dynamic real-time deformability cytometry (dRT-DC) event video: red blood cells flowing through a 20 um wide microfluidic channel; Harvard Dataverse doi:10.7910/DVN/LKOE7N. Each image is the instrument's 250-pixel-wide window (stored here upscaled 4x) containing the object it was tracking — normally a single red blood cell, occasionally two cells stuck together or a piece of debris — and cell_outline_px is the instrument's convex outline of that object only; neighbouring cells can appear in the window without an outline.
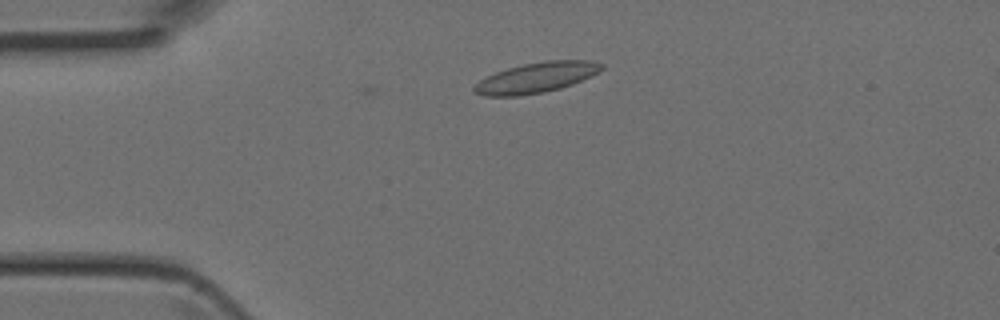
{"species": "Egyptian fruit bat (a non-hibernating species)", "species_latin": "Rousettus aegyptiacus", "temperature_condition": "room temperature", "stored_images_in_passage": 3, "camera_frame_rate_fps": 3000, "um_per_image_px": 0.085, "animal": {"sex": "female"}, "frame": {"image": 1, "passage_image": 2, "time_ms": 0.333, "image_size_px": [1000, 320], "cell_outline_px": [[604, 68], [600, 72], [572, 84], [560, 88], [544, 92], [520, 96], [484, 96], [472, 92], [472, 88], [480, 80], [496, 72], [508, 68], [524, 64], [548, 60], [592, 60], [604, 64]], "centroid_in_image_um": [45.6, 6.6], "position_along_channel_um": 39.4, "area_um2": 22.54}}